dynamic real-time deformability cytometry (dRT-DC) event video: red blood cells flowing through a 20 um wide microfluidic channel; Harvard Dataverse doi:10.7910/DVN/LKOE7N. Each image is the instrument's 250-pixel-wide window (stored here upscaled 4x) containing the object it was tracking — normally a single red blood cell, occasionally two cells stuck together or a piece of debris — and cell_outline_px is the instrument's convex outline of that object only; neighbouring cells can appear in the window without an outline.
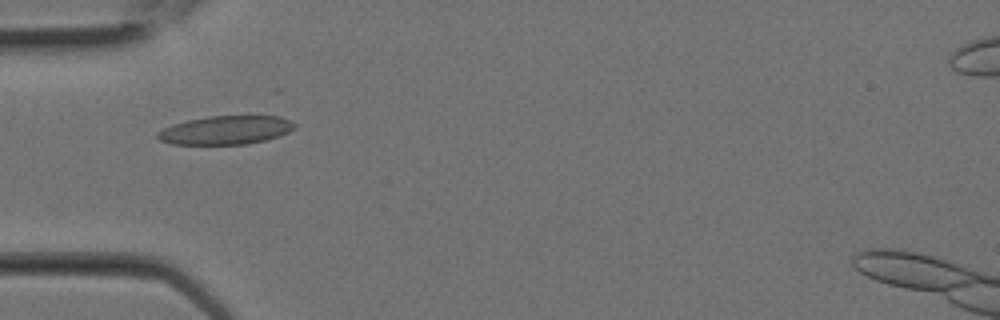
{"species": "Egyptian fruit bat (a non-hibernating species)", "species_latin": "Rousettus aegyptiacus", "temperature_condition": "room temperature", "stored_images_in_passage": 16, "camera_frame_rate_fps": 3000, "um_per_image_px": 0.085, "animal": {"sex": "female"}, "frame": {"image": 1, "passage_image": 1, "time_ms": 0.0, "image_size_px": [1000, 320], "cell_outline_px": [[296, 128], [280, 136], [248, 144], [172, 144], [160, 140], [156, 136], [156, 132], [172, 124], [188, 120], [208, 116], [280, 116], [292, 120], [296, 124]], "centroid_in_image_um": [19.22, 11.05], "position_along_channel_um": 65.8, "area_um2": 22.95}}
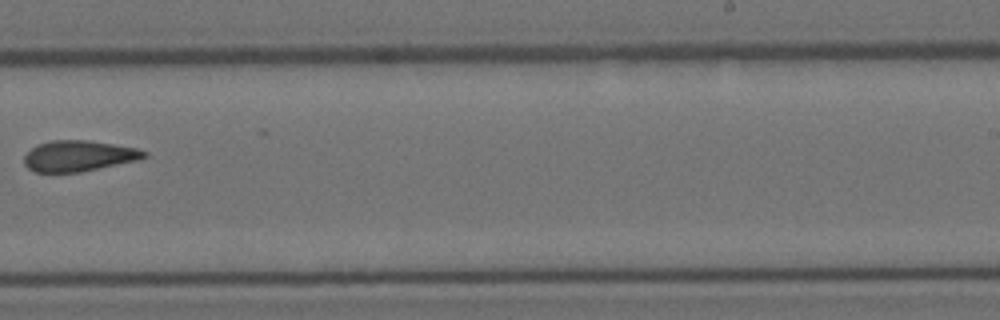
{"frame": {"image": 2, "passage_image": 9, "time_ms": 2.667, "image_size_px": [1000, 320], "cell_outline_px": [[148, 156], [140, 160], [80, 172], [32, 172], [24, 164], [24, 156], [36, 144], [52, 140], [88, 140], [136, 148], [148, 152]], "centroid_in_image_um": [6.69, 13.26], "position_along_channel_um": 282.3, "area_um2": 21.68}}
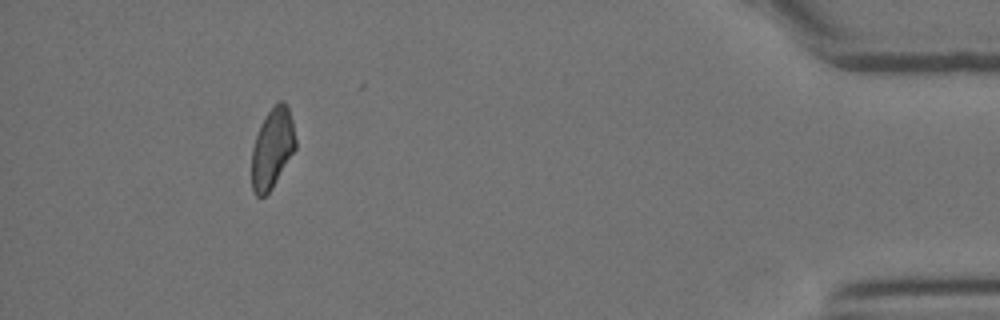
{"frame": {"image": 3, "passage_image": 16, "time_ms": 5.0, "image_size_px": [1000, 320], "cell_outline_px": [[296, 148], [272, 188], [264, 196], [256, 196], [252, 192], [252, 148], [260, 124], [268, 112], [280, 100], [284, 100], [288, 104], [292, 120], [296, 140]], "centroid_in_image_um": [23.15, 12.59], "position_along_channel_um": 412.1, "area_um2": 20.46}}